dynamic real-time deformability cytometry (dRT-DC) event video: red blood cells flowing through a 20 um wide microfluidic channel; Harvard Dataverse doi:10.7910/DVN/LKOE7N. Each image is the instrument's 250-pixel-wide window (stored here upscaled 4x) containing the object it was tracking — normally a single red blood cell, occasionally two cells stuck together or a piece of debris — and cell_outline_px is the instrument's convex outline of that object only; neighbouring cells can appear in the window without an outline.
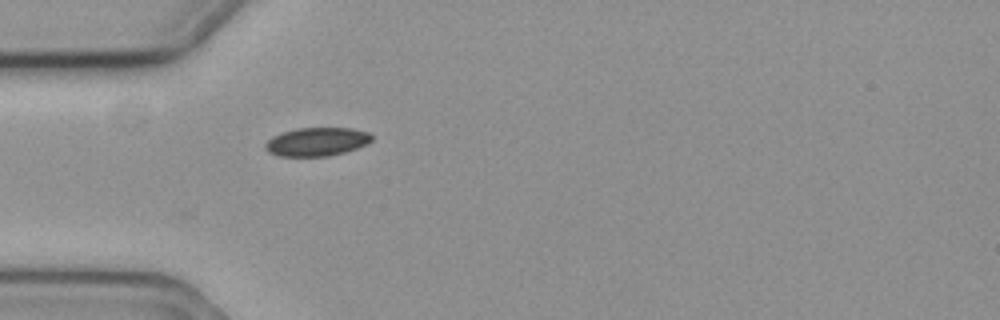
{"species": "common noctule bat (a hibernating species)", "species_latin": "Nyctalus noctula", "temperature_condition": "cold", "stored_images_in_passage": 1, "camera_frame_rate_fps": 3000, "um_per_image_px": 0.085, "animal": {"sex": "female", "body_mass_g": 19.3, "forearm_length_mm": 54.1}, "frame": {"image": 1, "passage_image": 1, "time_ms": 0.0, "image_size_px": [1000, 320], "cell_outline_px": [[372, 140], [368, 144], [344, 152], [328, 156], [280, 156], [268, 152], [264, 148], [264, 144], [272, 136], [280, 132], [296, 128], [352, 128], [368, 132], [372, 136]], "centroid_in_image_um": [26.9, 12.04], "position_along_channel_um": 58.1, "area_um2": 17.8}}